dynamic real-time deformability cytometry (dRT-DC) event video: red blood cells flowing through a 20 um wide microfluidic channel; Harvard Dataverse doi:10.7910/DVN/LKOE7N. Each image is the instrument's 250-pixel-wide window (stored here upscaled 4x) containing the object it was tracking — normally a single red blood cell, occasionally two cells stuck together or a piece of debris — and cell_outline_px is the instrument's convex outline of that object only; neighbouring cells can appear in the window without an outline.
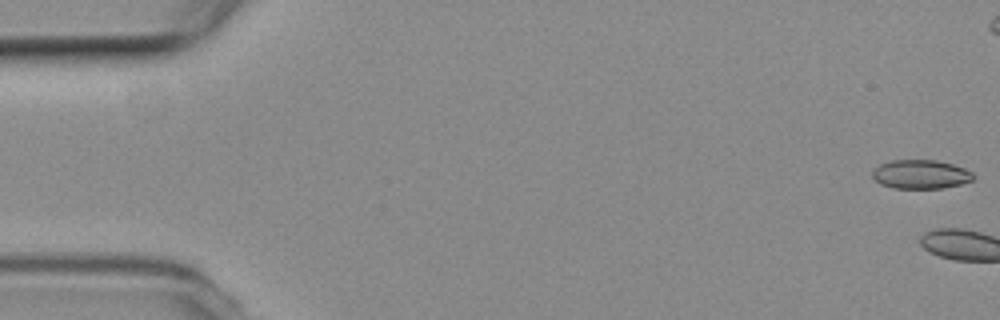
{"species": "common noctule bat (a hibernating species)", "species_latin": "Nyctalus noctula", "temperature_condition": "room temperature", "stored_images_in_passage": 7, "camera_frame_rate_fps": 3000, "um_per_image_px": 0.085, "animal": {"sex": "female", "body_mass_g": 19.3, "forearm_length_mm": 54.1}, "frame": {"image": 1, "passage_image": 1, "time_ms": 0.0, "image_size_px": [1000, 320], "cell_outline_px": [[976, 176], [972, 180], [960, 184], [944, 188], [892, 188], [880, 184], [872, 176], [872, 172], [880, 164], [892, 160], [936, 160], [952, 164], [964, 168], [972, 172]], "centroid_in_image_um": [78.27, 14.82], "position_along_channel_um": 6.7, "area_um2": 16.99}}